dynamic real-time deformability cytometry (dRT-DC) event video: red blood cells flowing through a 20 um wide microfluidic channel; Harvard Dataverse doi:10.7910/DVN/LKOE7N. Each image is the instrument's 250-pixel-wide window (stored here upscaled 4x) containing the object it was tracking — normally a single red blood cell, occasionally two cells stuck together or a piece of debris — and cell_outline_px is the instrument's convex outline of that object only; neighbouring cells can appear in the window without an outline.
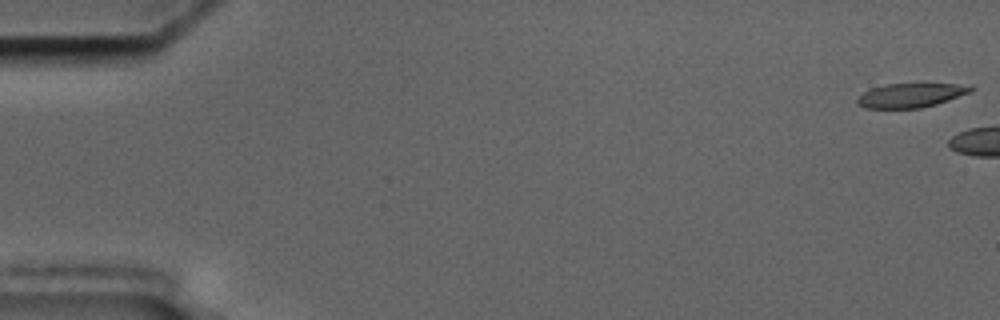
{"species": "common noctule bat (a hibernating species)", "species_latin": "Nyctalus noctula", "temperature_condition": "cold", "stored_images_in_passage": 5, "camera_frame_rate_fps": 3000, "um_per_image_px": 0.085, "animal": {"sex": "male", "body_mass_g": 17.5, "forearm_length_mm": 52.3}, "frame": {"image": 1, "passage_image": 1, "time_ms": 0.0, "image_size_px": [1000, 320], "cell_outline_px": [[976, 88], [972, 92], [936, 104], [920, 108], [864, 108], [856, 104], [856, 100], [864, 92], [872, 88], [884, 84], [972, 84]], "centroid_in_image_um": [77.46, 8.09], "position_along_channel_um": 7.5, "area_um2": 16.07}}